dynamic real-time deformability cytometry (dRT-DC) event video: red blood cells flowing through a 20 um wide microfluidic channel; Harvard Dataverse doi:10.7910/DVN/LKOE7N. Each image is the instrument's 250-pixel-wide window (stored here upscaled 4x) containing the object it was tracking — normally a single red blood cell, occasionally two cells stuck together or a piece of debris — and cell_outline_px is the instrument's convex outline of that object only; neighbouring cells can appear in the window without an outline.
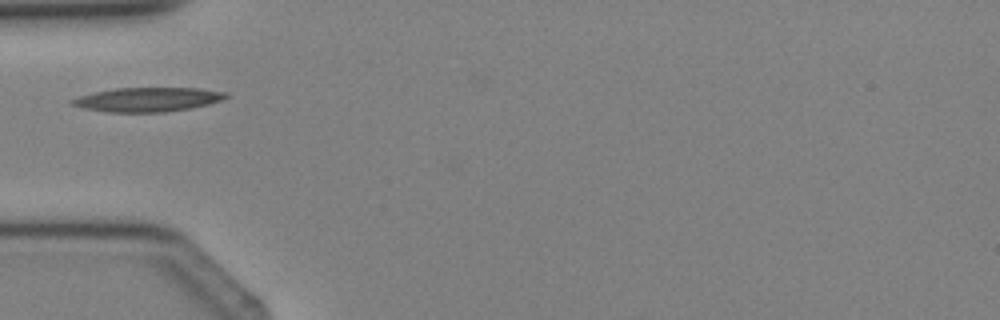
{"species": "Egyptian fruit bat (a non-hibernating species)", "species_latin": "Rousettus aegyptiacus", "temperature_condition": "cold", "stored_images_in_passage": 3, "camera_frame_rate_fps": 3000, "um_per_image_px": 0.085, "animal": {"sex": "female"}, "frame": {"image": 1, "passage_image": 3, "time_ms": 2.333, "image_size_px": [1000, 320], "cell_outline_px": [[232, 96], [208, 104], [188, 108], [164, 112], [108, 112], [84, 108], [72, 104], [68, 100], [80, 96], [96, 92], [116, 88], [200, 88], [228, 92]], "centroid_in_image_um": [12.6, 8.45], "position_along_channel_um": 72.4, "area_um2": 21.56}}